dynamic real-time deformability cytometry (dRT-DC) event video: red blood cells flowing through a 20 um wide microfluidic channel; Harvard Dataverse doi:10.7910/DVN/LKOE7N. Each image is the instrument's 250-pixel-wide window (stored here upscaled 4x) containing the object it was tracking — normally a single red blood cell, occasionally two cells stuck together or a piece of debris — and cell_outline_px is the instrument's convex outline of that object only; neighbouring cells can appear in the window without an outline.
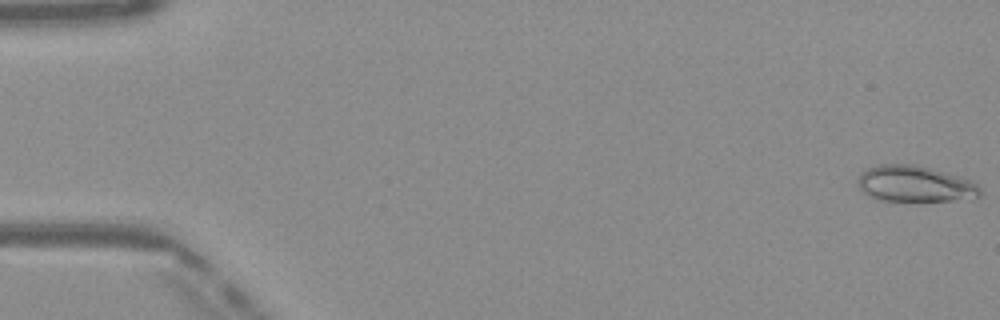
{"species": "Egyptian fruit bat (a non-hibernating species)", "species_latin": "Rousettus aegyptiacus", "temperature_condition": "warm", "stored_images_in_passage": 50, "camera_frame_rate_fps": 3000, "um_per_image_px": 0.085, "frame": {"image": 1, "passage_image": 1, "time_ms": 0.0, "image_size_px": [1000, 320], "cell_outline_px": [[980, 196], [952, 200], [876, 200], [864, 192], [860, 188], [856, 180], [860, 172], [868, 168], [880, 164], [912, 164], [932, 168], [960, 176], [972, 180], [980, 188]], "centroid_in_image_um": [77.73, 15.61], "position_along_channel_um": 7.3, "area_um2": 25.61}}
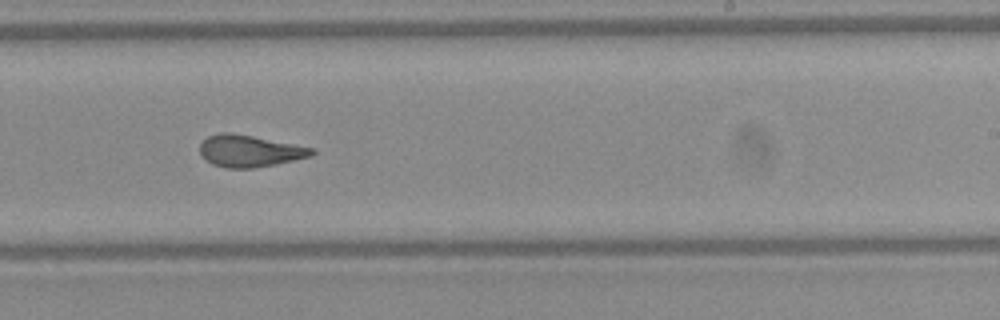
{"frame": {"image": 2, "passage_image": 31, "time_ms": 10.0, "image_size_px": [1000, 320], "cell_outline_px": [[316, 152], [312, 156], [276, 164], [252, 168], [228, 168], [212, 164], [200, 156], [200, 144], [208, 136], [220, 132], [232, 132], [312, 148]], "centroid_in_image_um": [21.17, 12.83], "position_along_channel_um": 267.8, "area_um2": 20.63}}
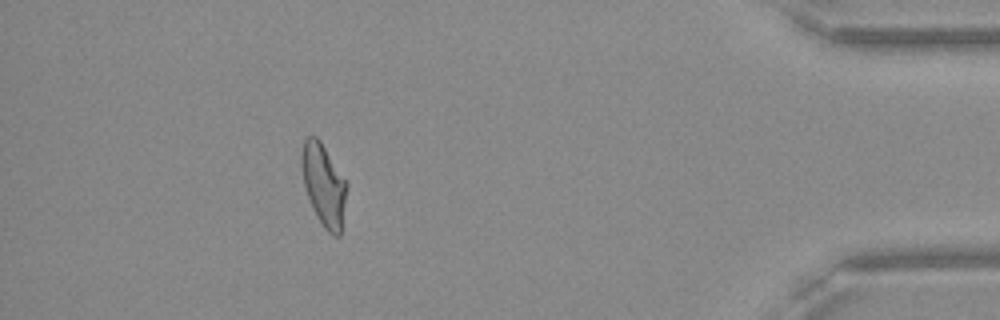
{"frame": {"image": 3, "passage_image": 45, "time_ms": 14.667, "image_size_px": [1000, 320], "cell_outline_px": [[348, 184], [340, 236], [332, 236], [324, 228], [312, 208], [304, 184], [300, 164], [300, 156], [304, 140], [308, 136], [316, 136], [320, 140]], "centroid_in_image_um": [27.51, 15.71], "position_along_channel_um": 407.7, "area_um2": 21.56}, "authors_computed_cell_mechanics": {"area_um2": 21.7617, "velocity_mm_per_s": 4.0979, "shape_relaxation_time_tau1_ms": null, "shape_relaxation_time_tau2_ms": 2.0159, "deformation_change_tau1": null, "deformation_change_tau2": 0.1023}}